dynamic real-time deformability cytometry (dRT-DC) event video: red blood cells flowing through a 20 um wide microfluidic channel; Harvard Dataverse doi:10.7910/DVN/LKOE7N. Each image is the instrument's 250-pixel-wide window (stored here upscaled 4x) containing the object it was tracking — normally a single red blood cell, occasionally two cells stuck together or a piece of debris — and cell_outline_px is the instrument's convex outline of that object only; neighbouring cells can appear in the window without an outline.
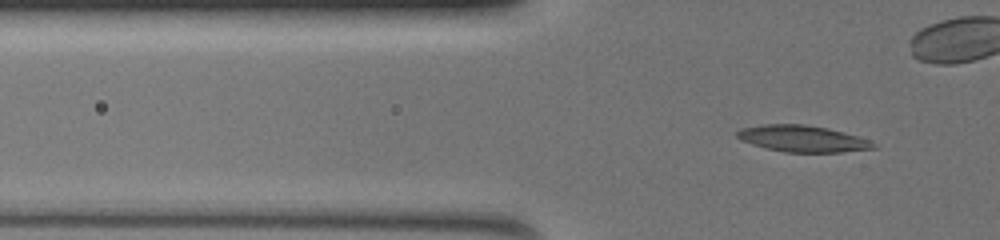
{"species": "common noctule bat (a hibernating species)", "species_latin": "Nyctalus noctula", "temperature_condition": "warm", "stored_images_in_passage": 49, "camera_frame_rate_fps": 3000, "um_per_image_px": 0.085, "animal": {"sex": "female", "body_mass_g": 19.5, "forearm_length_mm": 54.1}, "frame": {"image": 1, "passage_image": 21, "time_ms": 6.667, "image_size_px": [1000, 240], "cell_outline_px": [[876, 148], [840, 152], [784, 152], [764, 148], [740, 140], [736, 136], [736, 132], [740, 128], [760, 124], [804, 124], [828, 128], [856, 136], [868, 140], [876, 144]], "centroid_in_image_um": [68.15, 11.78], "position_along_channel_um": 57.7, "area_um2": 21.04}}
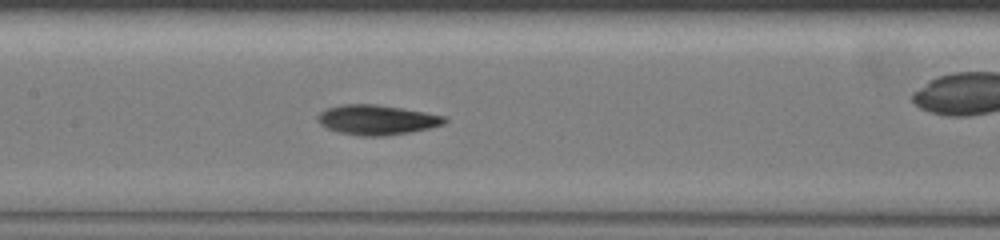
{"frame": {"image": 2, "passage_image": 32, "time_ms": 10.333, "image_size_px": [1000, 240], "cell_outline_px": [[448, 120], [444, 124], [428, 128], [388, 136], [360, 136], [340, 132], [328, 128], [320, 124], [316, 120], [316, 116], [320, 112], [328, 108], [340, 104], [376, 104], [448, 116]], "centroid_in_image_um": [32.03, 10.18], "position_along_channel_um": 175.4, "area_um2": 22.08}}
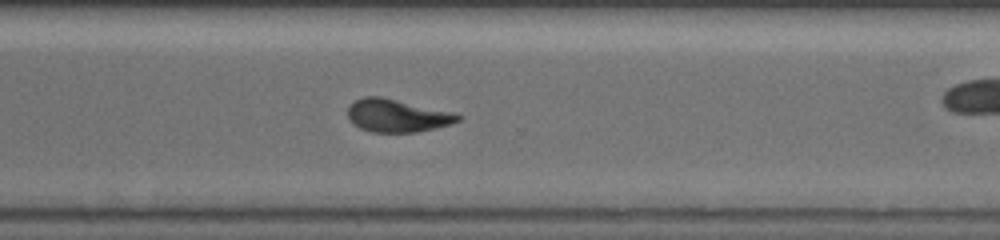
{"frame": {"image": 3, "passage_image": 45, "time_ms": 14.667, "image_size_px": [1000, 240], "cell_outline_px": [[464, 116], [460, 120], [436, 128], [416, 132], [372, 132], [360, 128], [348, 116], [348, 104], [364, 96], [380, 96], [452, 112]], "centroid_in_image_um": [33.75, 9.82], "position_along_channel_um": 336.8, "area_um2": 20.87}, "authors_computed_cell_mechanics": {"area_um2": 21.4438, "velocity_mm_per_s": 3.7349, "shape_relaxation_time_tau1_ms": 5.1363, "shape_relaxation_time_tau2_ms": 3.8931, "deformation_change_tau1": 0.1718, "deformation_change_tau2": 0.1144}}